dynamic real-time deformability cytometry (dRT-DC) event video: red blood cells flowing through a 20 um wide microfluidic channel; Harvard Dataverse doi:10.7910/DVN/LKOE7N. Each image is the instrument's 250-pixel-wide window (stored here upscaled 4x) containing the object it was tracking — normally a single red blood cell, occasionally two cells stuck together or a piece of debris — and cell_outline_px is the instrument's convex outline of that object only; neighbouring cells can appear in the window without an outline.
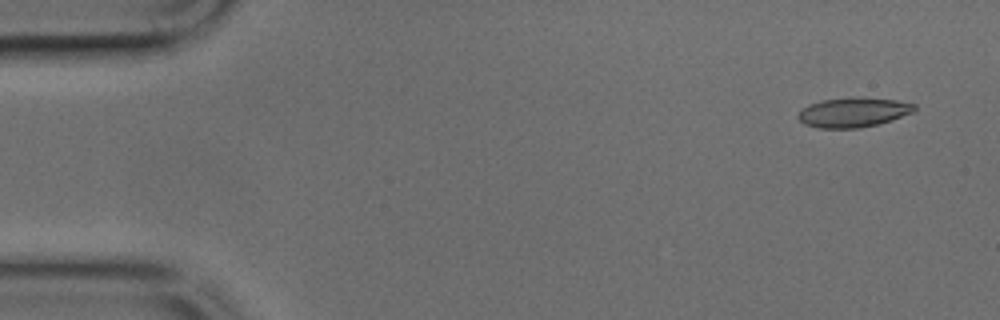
{"species": "common noctule bat (a hibernating species)", "species_latin": "Nyctalus noctula", "temperature_condition": "cold", "stored_images_in_passage": 46, "camera_frame_rate_fps": 3000, "um_per_image_px": 0.085, "animal": {"sex": "male", "body_mass_g": 17.9, "forearm_length_mm": 54.2}, "frame": {"image": 1, "passage_image": 1, "time_ms": 0.0, "image_size_px": [1000, 320], "cell_outline_px": [[916, 112], [892, 120], [860, 128], [816, 128], [804, 124], [796, 116], [808, 104], [820, 100], [860, 96], [896, 100], [916, 104]], "centroid_in_image_um": [72.56, 9.54], "position_along_channel_um": 12.4, "area_um2": 20.4}}
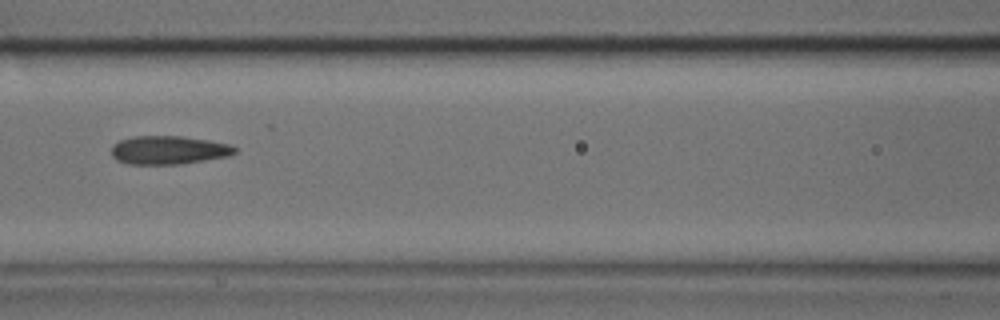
{"frame": {"image": 2, "passage_image": 19, "time_ms": 6.0, "image_size_px": [1000, 320], "cell_outline_px": [[236, 152], [228, 156], [180, 164], [128, 164], [116, 160], [112, 156], [112, 144], [120, 140], [132, 136], [180, 136], [208, 140], [228, 144], [236, 148]], "centroid_in_image_um": [14.29, 12.75], "position_along_channel_um": 152.3, "area_um2": 20.4}}
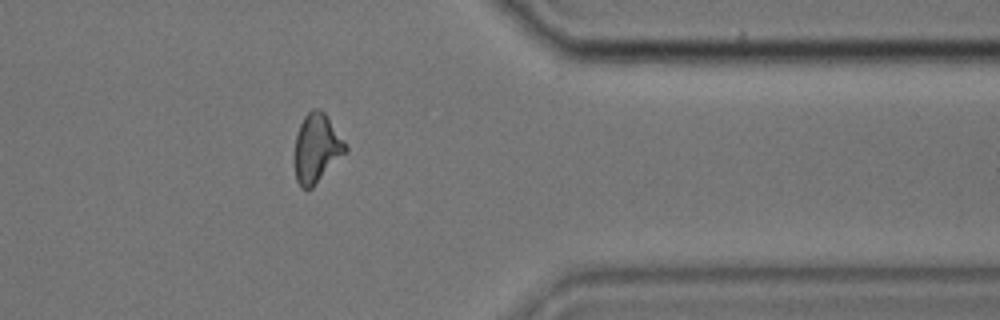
{"frame": {"image": 3, "passage_image": 37, "time_ms": 12.0, "image_size_px": [1000, 320], "cell_outline_px": [[348, 152], [312, 188], [300, 188], [296, 180], [296, 136], [300, 124], [304, 116], [312, 108], [320, 108], [324, 112], [344, 140], [348, 148]], "centroid_in_image_um": [26.95, 12.6], "position_along_channel_um": 384.4, "area_um2": 20.35}}